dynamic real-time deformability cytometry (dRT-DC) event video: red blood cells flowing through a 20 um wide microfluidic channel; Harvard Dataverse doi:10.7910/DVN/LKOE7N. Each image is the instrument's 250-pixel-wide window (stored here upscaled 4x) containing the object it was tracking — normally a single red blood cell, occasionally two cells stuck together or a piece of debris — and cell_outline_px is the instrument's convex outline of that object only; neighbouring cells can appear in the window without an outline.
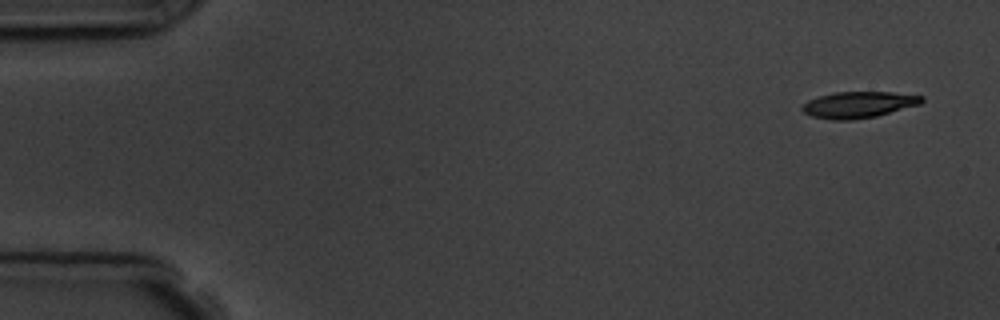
{"species": "common noctule bat (a hibernating species)", "species_latin": "Nyctalus noctula", "temperature_condition": "room temperature", "stored_images_in_passage": 5, "segment_of_instrument_passage": [1, 2], "camera_frame_rate_fps": 3000, "um_per_image_px": 0.085, "animal": {"sex": "male", "body_mass_g": 19.5, "forearm_length_mm": 54.6}, "frame": {"image": 1, "passage_image": 1, "time_ms": 0.0, "image_size_px": [1000, 320], "cell_outline_px": [[924, 100], [920, 104], [876, 116], [852, 120], [832, 120], [812, 116], [804, 112], [800, 108], [808, 100], [820, 96], [836, 92], [892, 92], [924, 96]], "centroid_in_image_um": [72.98, 8.9], "position_along_channel_um": 12.0, "area_um2": 18.21}}
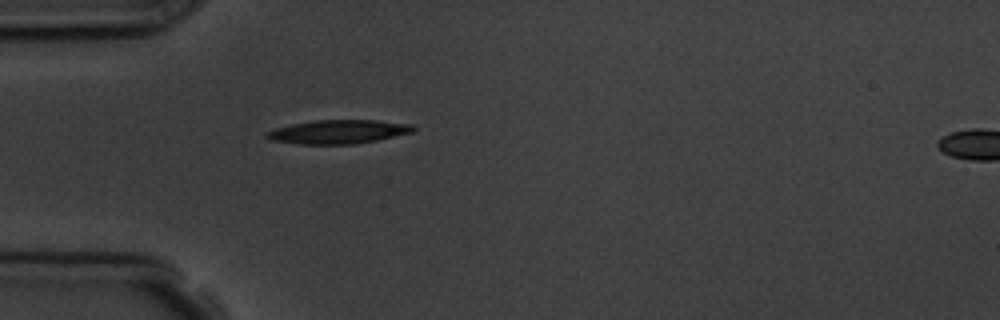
{"frame": {"image": 2, "passage_image": 4, "time_ms": 4.333, "image_size_px": [1000, 320], "cell_outline_px": [[416, 128], [412, 132], [376, 140], [356, 144], [300, 144], [272, 140], [264, 136], [264, 132], [276, 128], [292, 124], [312, 120], [376, 120], [416, 124]], "centroid_in_image_um": [28.77, 11.19], "position_along_channel_um": 56.2, "area_um2": 20.4}}